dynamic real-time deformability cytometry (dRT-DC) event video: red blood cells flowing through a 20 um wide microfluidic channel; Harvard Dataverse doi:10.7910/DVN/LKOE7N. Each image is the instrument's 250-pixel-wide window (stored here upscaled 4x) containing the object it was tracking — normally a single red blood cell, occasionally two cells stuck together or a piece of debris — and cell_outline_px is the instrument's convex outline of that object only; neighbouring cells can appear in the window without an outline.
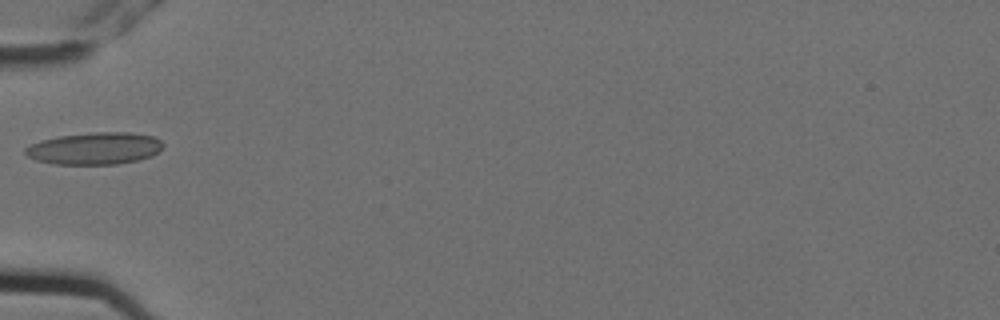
{"species": "Egyptian fruit bat (a non-hibernating species)", "species_latin": "Rousettus aegyptiacus", "temperature_condition": "cold", "stored_images_in_passage": 2, "camera_frame_rate_fps": 3000, "um_per_image_px": 0.085, "animal": {"sex": "female"}, "frame": {"image": 1, "passage_image": 2, "time_ms": 0.333, "image_size_px": [1000, 320], "cell_outline_px": [[164, 144], [152, 156], [136, 160], [116, 164], [52, 164], [36, 160], [28, 156], [24, 152], [24, 148], [40, 140], [60, 136], [92, 132], [132, 132], [156, 136]], "centroid_in_image_um": [8.05, 12.6], "position_along_channel_um": 77.0, "area_um2": 25.78}}